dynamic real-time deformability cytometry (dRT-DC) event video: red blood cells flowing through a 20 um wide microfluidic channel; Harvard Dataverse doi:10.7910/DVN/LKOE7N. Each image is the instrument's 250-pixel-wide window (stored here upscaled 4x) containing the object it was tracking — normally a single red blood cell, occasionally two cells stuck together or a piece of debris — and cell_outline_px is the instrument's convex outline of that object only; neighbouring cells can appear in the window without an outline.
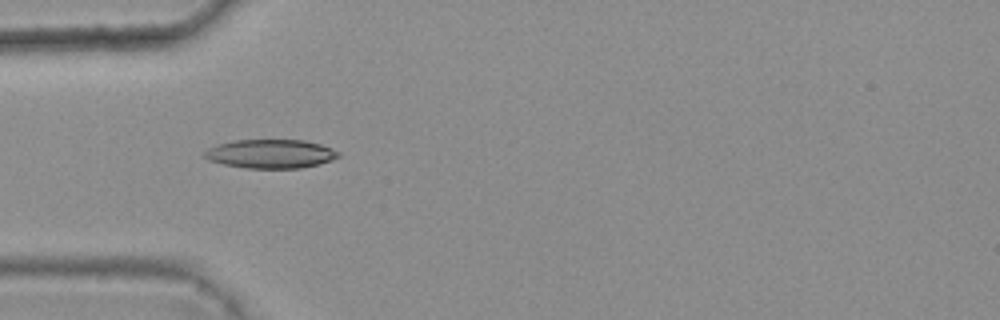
{"species": "common noctule bat (a hibernating species)", "species_latin": "Nyctalus noctula", "temperature_condition": "warm", "stored_images_in_passage": 3, "camera_frame_rate_fps": 3000, "um_per_image_px": 0.085, "animal": {"sex": "female", "body_mass_g": 25.1}, "frame": {"image": 1, "passage_image": 2, "time_ms": 0.333, "image_size_px": [1000, 320], "cell_outline_px": [[340, 156], [332, 160], [320, 164], [300, 168], [244, 168], [224, 164], [208, 160], [204, 156], [204, 152], [208, 148], [232, 140], [304, 140], [320, 144], [332, 148], [340, 152]], "centroid_in_image_um": [23.03, 13.07], "position_along_channel_um": 62.0, "area_um2": 22.54}}
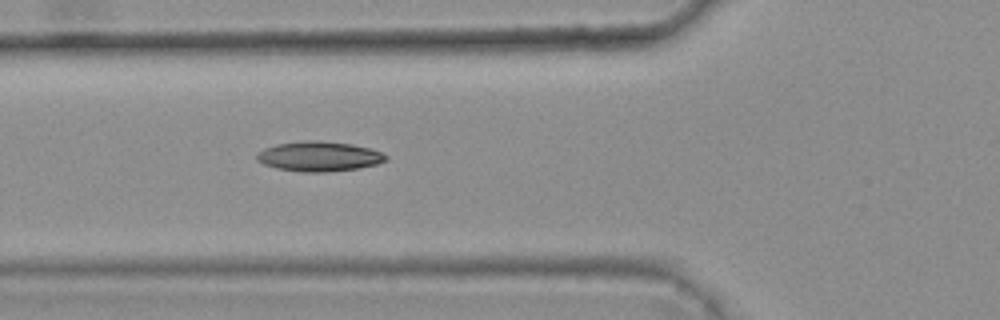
{"frame": {"image": 2, "passage_image": 3, "time_ms": 0.667, "image_size_px": [1000, 320], "cell_outline_px": [[388, 160], [376, 164], [356, 168], [324, 172], [300, 172], [276, 168], [264, 164], [256, 160], [256, 152], [264, 148], [276, 144], [304, 140], [320, 140], [352, 144], [368, 148], [380, 152], [388, 156]], "centroid_in_image_um": [27.07, 13.28], "position_along_channel_um": 98.7, "area_um2": 22.54}}